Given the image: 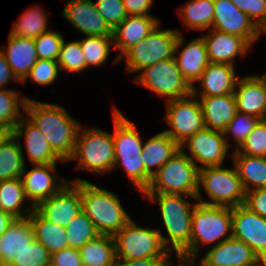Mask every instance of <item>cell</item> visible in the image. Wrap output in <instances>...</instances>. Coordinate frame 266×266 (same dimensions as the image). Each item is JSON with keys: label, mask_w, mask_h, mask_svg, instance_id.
<instances>
[{"label": "cell", "mask_w": 266, "mask_h": 266, "mask_svg": "<svg viewBox=\"0 0 266 266\" xmlns=\"http://www.w3.org/2000/svg\"><path fill=\"white\" fill-rule=\"evenodd\" d=\"M34 239L29 217L16 218L0 236V266H8Z\"/></svg>", "instance_id": "27"}, {"label": "cell", "mask_w": 266, "mask_h": 266, "mask_svg": "<svg viewBox=\"0 0 266 266\" xmlns=\"http://www.w3.org/2000/svg\"><path fill=\"white\" fill-rule=\"evenodd\" d=\"M232 237L248 245L266 265V218L244 205L232 208Z\"/></svg>", "instance_id": "14"}, {"label": "cell", "mask_w": 266, "mask_h": 266, "mask_svg": "<svg viewBox=\"0 0 266 266\" xmlns=\"http://www.w3.org/2000/svg\"><path fill=\"white\" fill-rule=\"evenodd\" d=\"M60 70L57 61L38 59L22 82L24 83L27 78H30L37 84L50 85L57 80Z\"/></svg>", "instance_id": "46"}, {"label": "cell", "mask_w": 266, "mask_h": 266, "mask_svg": "<svg viewBox=\"0 0 266 266\" xmlns=\"http://www.w3.org/2000/svg\"><path fill=\"white\" fill-rule=\"evenodd\" d=\"M135 82L152 90L168 101L192 95V87L178 69L175 58L165 59L139 70Z\"/></svg>", "instance_id": "11"}, {"label": "cell", "mask_w": 266, "mask_h": 266, "mask_svg": "<svg viewBox=\"0 0 266 266\" xmlns=\"http://www.w3.org/2000/svg\"><path fill=\"white\" fill-rule=\"evenodd\" d=\"M68 246L80 249L89 241L100 235L91 219L82 211L65 227Z\"/></svg>", "instance_id": "37"}, {"label": "cell", "mask_w": 266, "mask_h": 266, "mask_svg": "<svg viewBox=\"0 0 266 266\" xmlns=\"http://www.w3.org/2000/svg\"><path fill=\"white\" fill-rule=\"evenodd\" d=\"M13 136L17 139L24 136L25 147L31 164H57L58 161L64 162L51 149L45 135L25 115L13 128Z\"/></svg>", "instance_id": "21"}, {"label": "cell", "mask_w": 266, "mask_h": 266, "mask_svg": "<svg viewBox=\"0 0 266 266\" xmlns=\"http://www.w3.org/2000/svg\"><path fill=\"white\" fill-rule=\"evenodd\" d=\"M128 16H151L149 10L154 0H122Z\"/></svg>", "instance_id": "50"}, {"label": "cell", "mask_w": 266, "mask_h": 266, "mask_svg": "<svg viewBox=\"0 0 266 266\" xmlns=\"http://www.w3.org/2000/svg\"><path fill=\"white\" fill-rule=\"evenodd\" d=\"M233 153L266 157V119H261Z\"/></svg>", "instance_id": "42"}, {"label": "cell", "mask_w": 266, "mask_h": 266, "mask_svg": "<svg viewBox=\"0 0 266 266\" xmlns=\"http://www.w3.org/2000/svg\"><path fill=\"white\" fill-rule=\"evenodd\" d=\"M25 200L28 201L21 178L0 181V209L2 211L10 213L16 218L28 217L34 206L30 203V207L25 209L24 214L21 207Z\"/></svg>", "instance_id": "33"}, {"label": "cell", "mask_w": 266, "mask_h": 266, "mask_svg": "<svg viewBox=\"0 0 266 266\" xmlns=\"http://www.w3.org/2000/svg\"><path fill=\"white\" fill-rule=\"evenodd\" d=\"M20 97V92L16 90L0 89V123L12 129L24 116L19 107L24 109L28 98Z\"/></svg>", "instance_id": "38"}, {"label": "cell", "mask_w": 266, "mask_h": 266, "mask_svg": "<svg viewBox=\"0 0 266 266\" xmlns=\"http://www.w3.org/2000/svg\"><path fill=\"white\" fill-rule=\"evenodd\" d=\"M174 58L184 79L192 87V95L198 96L194 82L200 78L210 62L204 39H194L180 51L179 56L174 55Z\"/></svg>", "instance_id": "24"}, {"label": "cell", "mask_w": 266, "mask_h": 266, "mask_svg": "<svg viewBox=\"0 0 266 266\" xmlns=\"http://www.w3.org/2000/svg\"><path fill=\"white\" fill-rule=\"evenodd\" d=\"M232 230V208L197 202L192 214L191 243L177 259L195 262L200 242L221 243L232 237Z\"/></svg>", "instance_id": "5"}, {"label": "cell", "mask_w": 266, "mask_h": 266, "mask_svg": "<svg viewBox=\"0 0 266 266\" xmlns=\"http://www.w3.org/2000/svg\"><path fill=\"white\" fill-rule=\"evenodd\" d=\"M157 26L139 43L129 48L121 57L126 60L127 72H139L144 67L158 61L174 58L178 49L183 45L184 38L177 30H160Z\"/></svg>", "instance_id": "7"}, {"label": "cell", "mask_w": 266, "mask_h": 266, "mask_svg": "<svg viewBox=\"0 0 266 266\" xmlns=\"http://www.w3.org/2000/svg\"><path fill=\"white\" fill-rule=\"evenodd\" d=\"M212 27L221 32L238 35L250 45L254 44L261 34V30L249 16L238 9L230 0H214Z\"/></svg>", "instance_id": "16"}, {"label": "cell", "mask_w": 266, "mask_h": 266, "mask_svg": "<svg viewBox=\"0 0 266 266\" xmlns=\"http://www.w3.org/2000/svg\"><path fill=\"white\" fill-rule=\"evenodd\" d=\"M83 266H114L116 250L114 237L98 235L79 249Z\"/></svg>", "instance_id": "32"}, {"label": "cell", "mask_w": 266, "mask_h": 266, "mask_svg": "<svg viewBox=\"0 0 266 266\" xmlns=\"http://www.w3.org/2000/svg\"><path fill=\"white\" fill-rule=\"evenodd\" d=\"M23 153L20 141L14 136L0 147V181L21 178L25 169Z\"/></svg>", "instance_id": "35"}, {"label": "cell", "mask_w": 266, "mask_h": 266, "mask_svg": "<svg viewBox=\"0 0 266 266\" xmlns=\"http://www.w3.org/2000/svg\"><path fill=\"white\" fill-rule=\"evenodd\" d=\"M116 258L139 260L144 258H170L164 246L161 231L140 227L130 219L115 236Z\"/></svg>", "instance_id": "10"}, {"label": "cell", "mask_w": 266, "mask_h": 266, "mask_svg": "<svg viewBox=\"0 0 266 266\" xmlns=\"http://www.w3.org/2000/svg\"><path fill=\"white\" fill-rule=\"evenodd\" d=\"M200 184L206 190L212 201H202ZM246 191L238 175L236 167L225 169L221 166L204 167L198 171V192L196 198L199 203L213 206L236 207L244 205ZM200 200V201H199Z\"/></svg>", "instance_id": "9"}, {"label": "cell", "mask_w": 266, "mask_h": 266, "mask_svg": "<svg viewBox=\"0 0 266 266\" xmlns=\"http://www.w3.org/2000/svg\"><path fill=\"white\" fill-rule=\"evenodd\" d=\"M229 146L223 132L205 128L184 141L180 145V149L188 147V150L191 152L188 157L200 169L204 168V166H222ZM195 160L203 165H197Z\"/></svg>", "instance_id": "15"}, {"label": "cell", "mask_w": 266, "mask_h": 266, "mask_svg": "<svg viewBox=\"0 0 266 266\" xmlns=\"http://www.w3.org/2000/svg\"><path fill=\"white\" fill-rule=\"evenodd\" d=\"M199 266H266L254 251L233 237L217 243L210 249Z\"/></svg>", "instance_id": "17"}, {"label": "cell", "mask_w": 266, "mask_h": 266, "mask_svg": "<svg viewBox=\"0 0 266 266\" xmlns=\"http://www.w3.org/2000/svg\"><path fill=\"white\" fill-rule=\"evenodd\" d=\"M7 49L3 48L7 62L19 81H23L38 60L35 40L8 35Z\"/></svg>", "instance_id": "26"}, {"label": "cell", "mask_w": 266, "mask_h": 266, "mask_svg": "<svg viewBox=\"0 0 266 266\" xmlns=\"http://www.w3.org/2000/svg\"><path fill=\"white\" fill-rule=\"evenodd\" d=\"M261 30L266 29V0H230Z\"/></svg>", "instance_id": "47"}, {"label": "cell", "mask_w": 266, "mask_h": 266, "mask_svg": "<svg viewBox=\"0 0 266 266\" xmlns=\"http://www.w3.org/2000/svg\"><path fill=\"white\" fill-rule=\"evenodd\" d=\"M209 34L203 36L210 62L234 66L236 56H245L251 45L242 37L208 29Z\"/></svg>", "instance_id": "22"}, {"label": "cell", "mask_w": 266, "mask_h": 266, "mask_svg": "<svg viewBox=\"0 0 266 266\" xmlns=\"http://www.w3.org/2000/svg\"><path fill=\"white\" fill-rule=\"evenodd\" d=\"M194 97L195 95H190L183 99L166 100L165 120L172 128L164 132L179 145L206 128L201 104Z\"/></svg>", "instance_id": "12"}, {"label": "cell", "mask_w": 266, "mask_h": 266, "mask_svg": "<svg viewBox=\"0 0 266 266\" xmlns=\"http://www.w3.org/2000/svg\"><path fill=\"white\" fill-rule=\"evenodd\" d=\"M244 206L266 218V187L246 192Z\"/></svg>", "instance_id": "48"}, {"label": "cell", "mask_w": 266, "mask_h": 266, "mask_svg": "<svg viewBox=\"0 0 266 266\" xmlns=\"http://www.w3.org/2000/svg\"><path fill=\"white\" fill-rule=\"evenodd\" d=\"M55 171L56 164L34 165V168L28 172L24 169L21 180L26 197L34 207L41 201L49 199L68 182V180L65 182L62 180L61 183L57 181Z\"/></svg>", "instance_id": "19"}, {"label": "cell", "mask_w": 266, "mask_h": 266, "mask_svg": "<svg viewBox=\"0 0 266 266\" xmlns=\"http://www.w3.org/2000/svg\"><path fill=\"white\" fill-rule=\"evenodd\" d=\"M46 18V13L39 7H31L21 15L20 21L18 20V22L13 24L9 34L22 38L36 39L48 31Z\"/></svg>", "instance_id": "36"}, {"label": "cell", "mask_w": 266, "mask_h": 266, "mask_svg": "<svg viewBox=\"0 0 266 266\" xmlns=\"http://www.w3.org/2000/svg\"><path fill=\"white\" fill-rule=\"evenodd\" d=\"M57 62L62 71L81 72L87 69L79 41H72L66 44L63 40Z\"/></svg>", "instance_id": "41"}, {"label": "cell", "mask_w": 266, "mask_h": 266, "mask_svg": "<svg viewBox=\"0 0 266 266\" xmlns=\"http://www.w3.org/2000/svg\"><path fill=\"white\" fill-rule=\"evenodd\" d=\"M77 160V168L93 174L111 172L115 163L113 135L97 128H79L75 151L70 160Z\"/></svg>", "instance_id": "8"}, {"label": "cell", "mask_w": 266, "mask_h": 266, "mask_svg": "<svg viewBox=\"0 0 266 266\" xmlns=\"http://www.w3.org/2000/svg\"><path fill=\"white\" fill-rule=\"evenodd\" d=\"M195 265H196L195 262H189V261L183 260V266H195Z\"/></svg>", "instance_id": "55"}, {"label": "cell", "mask_w": 266, "mask_h": 266, "mask_svg": "<svg viewBox=\"0 0 266 266\" xmlns=\"http://www.w3.org/2000/svg\"><path fill=\"white\" fill-rule=\"evenodd\" d=\"M33 226L34 238L38 240L52 255L68 248L67 233L59 226L44 219L35 209L28 216Z\"/></svg>", "instance_id": "30"}, {"label": "cell", "mask_w": 266, "mask_h": 266, "mask_svg": "<svg viewBox=\"0 0 266 266\" xmlns=\"http://www.w3.org/2000/svg\"><path fill=\"white\" fill-rule=\"evenodd\" d=\"M50 266H83L79 249L68 247L53 253Z\"/></svg>", "instance_id": "49"}, {"label": "cell", "mask_w": 266, "mask_h": 266, "mask_svg": "<svg viewBox=\"0 0 266 266\" xmlns=\"http://www.w3.org/2000/svg\"><path fill=\"white\" fill-rule=\"evenodd\" d=\"M179 261V265L178 266H183V260H181V259H178ZM181 263V264H180ZM172 265V263H169L168 265H166V266H171Z\"/></svg>", "instance_id": "56"}, {"label": "cell", "mask_w": 266, "mask_h": 266, "mask_svg": "<svg viewBox=\"0 0 266 266\" xmlns=\"http://www.w3.org/2000/svg\"><path fill=\"white\" fill-rule=\"evenodd\" d=\"M71 183L68 181L57 193L38 203L34 209L44 219L66 227L74 217L82 212L80 181Z\"/></svg>", "instance_id": "13"}, {"label": "cell", "mask_w": 266, "mask_h": 266, "mask_svg": "<svg viewBox=\"0 0 266 266\" xmlns=\"http://www.w3.org/2000/svg\"><path fill=\"white\" fill-rule=\"evenodd\" d=\"M38 59L57 61L64 40L63 35L56 31H47L34 39Z\"/></svg>", "instance_id": "44"}, {"label": "cell", "mask_w": 266, "mask_h": 266, "mask_svg": "<svg viewBox=\"0 0 266 266\" xmlns=\"http://www.w3.org/2000/svg\"><path fill=\"white\" fill-rule=\"evenodd\" d=\"M79 42L87 67L103 65L108 59L110 45H114L113 36H88Z\"/></svg>", "instance_id": "39"}, {"label": "cell", "mask_w": 266, "mask_h": 266, "mask_svg": "<svg viewBox=\"0 0 266 266\" xmlns=\"http://www.w3.org/2000/svg\"><path fill=\"white\" fill-rule=\"evenodd\" d=\"M26 117L42 132L51 149L64 161H70L76 145L79 122L64 107L27 99Z\"/></svg>", "instance_id": "1"}, {"label": "cell", "mask_w": 266, "mask_h": 266, "mask_svg": "<svg viewBox=\"0 0 266 266\" xmlns=\"http://www.w3.org/2000/svg\"><path fill=\"white\" fill-rule=\"evenodd\" d=\"M260 120L259 117H254L237 111L235 117L223 131V135L226 136L229 135V133L232 134L235 139L234 141L237 143L236 147L238 148Z\"/></svg>", "instance_id": "43"}, {"label": "cell", "mask_w": 266, "mask_h": 266, "mask_svg": "<svg viewBox=\"0 0 266 266\" xmlns=\"http://www.w3.org/2000/svg\"><path fill=\"white\" fill-rule=\"evenodd\" d=\"M204 124L207 129L223 132L237 112L234 94L200 97Z\"/></svg>", "instance_id": "28"}, {"label": "cell", "mask_w": 266, "mask_h": 266, "mask_svg": "<svg viewBox=\"0 0 266 266\" xmlns=\"http://www.w3.org/2000/svg\"><path fill=\"white\" fill-rule=\"evenodd\" d=\"M180 149L157 172L143 193L182 194L193 197L198 192V167Z\"/></svg>", "instance_id": "6"}, {"label": "cell", "mask_w": 266, "mask_h": 266, "mask_svg": "<svg viewBox=\"0 0 266 266\" xmlns=\"http://www.w3.org/2000/svg\"><path fill=\"white\" fill-rule=\"evenodd\" d=\"M157 26H160V21L154 16H128L113 30L114 47L120 50L115 62L118 63L129 48L143 40Z\"/></svg>", "instance_id": "23"}, {"label": "cell", "mask_w": 266, "mask_h": 266, "mask_svg": "<svg viewBox=\"0 0 266 266\" xmlns=\"http://www.w3.org/2000/svg\"><path fill=\"white\" fill-rule=\"evenodd\" d=\"M63 15L73 27L86 36H113V30L105 22L90 0H68Z\"/></svg>", "instance_id": "18"}, {"label": "cell", "mask_w": 266, "mask_h": 266, "mask_svg": "<svg viewBox=\"0 0 266 266\" xmlns=\"http://www.w3.org/2000/svg\"><path fill=\"white\" fill-rule=\"evenodd\" d=\"M232 157L234 159L233 166L236 167L246 192L266 187V157L250 156L242 153H233Z\"/></svg>", "instance_id": "31"}, {"label": "cell", "mask_w": 266, "mask_h": 266, "mask_svg": "<svg viewBox=\"0 0 266 266\" xmlns=\"http://www.w3.org/2000/svg\"><path fill=\"white\" fill-rule=\"evenodd\" d=\"M238 85V86H237ZM234 90L237 111L266 119V73L239 77Z\"/></svg>", "instance_id": "20"}, {"label": "cell", "mask_w": 266, "mask_h": 266, "mask_svg": "<svg viewBox=\"0 0 266 266\" xmlns=\"http://www.w3.org/2000/svg\"><path fill=\"white\" fill-rule=\"evenodd\" d=\"M50 252L35 238L8 266H50Z\"/></svg>", "instance_id": "40"}, {"label": "cell", "mask_w": 266, "mask_h": 266, "mask_svg": "<svg viewBox=\"0 0 266 266\" xmlns=\"http://www.w3.org/2000/svg\"><path fill=\"white\" fill-rule=\"evenodd\" d=\"M143 194L148 200L158 202L169 236L161 234L162 242L170 252H176L178 257L191 243L192 214L197 203L190 204L182 194Z\"/></svg>", "instance_id": "4"}, {"label": "cell", "mask_w": 266, "mask_h": 266, "mask_svg": "<svg viewBox=\"0 0 266 266\" xmlns=\"http://www.w3.org/2000/svg\"><path fill=\"white\" fill-rule=\"evenodd\" d=\"M187 28L208 30L214 20V0H190L178 10Z\"/></svg>", "instance_id": "34"}, {"label": "cell", "mask_w": 266, "mask_h": 266, "mask_svg": "<svg viewBox=\"0 0 266 266\" xmlns=\"http://www.w3.org/2000/svg\"><path fill=\"white\" fill-rule=\"evenodd\" d=\"M15 219L16 217L0 209V236L6 232Z\"/></svg>", "instance_id": "53"}, {"label": "cell", "mask_w": 266, "mask_h": 266, "mask_svg": "<svg viewBox=\"0 0 266 266\" xmlns=\"http://www.w3.org/2000/svg\"><path fill=\"white\" fill-rule=\"evenodd\" d=\"M94 4L99 14L112 30L128 17L122 0H97Z\"/></svg>", "instance_id": "45"}, {"label": "cell", "mask_w": 266, "mask_h": 266, "mask_svg": "<svg viewBox=\"0 0 266 266\" xmlns=\"http://www.w3.org/2000/svg\"><path fill=\"white\" fill-rule=\"evenodd\" d=\"M235 73L232 65L209 62L198 79L202 86L200 97L234 94L239 79Z\"/></svg>", "instance_id": "25"}, {"label": "cell", "mask_w": 266, "mask_h": 266, "mask_svg": "<svg viewBox=\"0 0 266 266\" xmlns=\"http://www.w3.org/2000/svg\"><path fill=\"white\" fill-rule=\"evenodd\" d=\"M179 150L180 145L164 131L156 134L142 146L144 169L152 176Z\"/></svg>", "instance_id": "29"}, {"label": "cell", "mask_w": 266, "mask_h": 266, "mask_svg": "<svg viewBox=\"0 0 266 266\" xmlns=\"http://www.w3.org/2000/svg\"><path fill=\"white\" fill-rule=\"evenodd\" d=\"M171 258H144L139 260H115L114 266H166Z\"/></svg>", "instance_id": "51"}, {"label": "cell", "mask_w": 266, "mask_h": 266, "mask_svg": "<svg viewBox=\"0 0 266 266\" xmlns=\"http://www.w3.org/2000/svg\"><path fill=\"white\" fill-rule=\"evenodd\" d=\"M115 148L114 168L120 163L127 176L142 193L150 184L152 176L142 162V139L133 122L129 121L115 106L112 110Z\"/></svg>", "instance_id": "2"}, {"label": "cell", "mask_w": 266, "mask_h": 266, "mask_svg": "<svg viewBox=\"0 0 266 266\" xmlns=\"http://www.w3.org/2000/svg\"><path fill=\"white\" fill-rule=\"evenodd\" d=\"M12 79L19 81L10 68L4 53L0 50V89H6V84Z\"/></svg>", "instance_id": "52"}, {"label": "cell", "mask_w": 266, "mask_h": 266, "mask_svg": "<svg viewBox=\"0 0 266 266\" xmlns=\"http://www.w3.org/2000/svg\"><path fill=\"white\" fill-rule=\"evenodd\" d=\"M13 136V129L0 123V147Z\"/></svg>", "instance_id": "54"}, {"label": "cell", "mask_w": 266, "mask_h": 266, "mask_svg": "<svg viewBox=\"0 0 266 266\" xmlns=\"http://www.w3.org/2000/svg\"><path fill=\"white\" fill-rule=\"evenodd\" d=\"M74 181H80L82 211L91 219L100 235L114 237L131 219L117 195L85 179Z\"/></svg>", "instance_id": "3"}]
</instances>
